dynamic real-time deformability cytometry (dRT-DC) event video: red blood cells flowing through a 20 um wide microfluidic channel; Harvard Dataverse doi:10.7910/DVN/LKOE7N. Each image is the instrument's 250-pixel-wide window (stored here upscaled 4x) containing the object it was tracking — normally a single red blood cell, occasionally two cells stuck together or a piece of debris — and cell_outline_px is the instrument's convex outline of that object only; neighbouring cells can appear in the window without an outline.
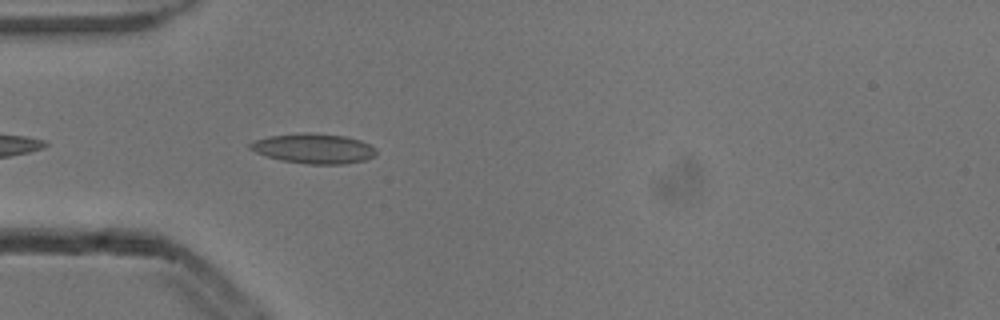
{"species": "common noctule bat (a hibernating species)", "species_latin": "Nyctalus noctula", "temperature_condition": "cold", "stored_images_in_passage": 5, "camera_frame_rate_fps": 3000, "um_per_image_px": 0.085, "animal": {"sex": "male", "body_mass_g": 13.3}, "frame": {"image": 1, "passage_image": 5, "time_ms": 1.333, "image_size_px": [1000, 320], "cell_outline_px": [[376, 156], [364, 160], [344, 164], [308, 164], [280, 160], [256, 152], [248, 148], [248, 144], [256, 140], [268, 136], [304, 132], [308, 132], [344, 136], [360, 140], [376, 148]], "centroid_in_image_um": [26.67, 12.62], "position_along_channel_um": 58.3, "area_um2": 21.96}}